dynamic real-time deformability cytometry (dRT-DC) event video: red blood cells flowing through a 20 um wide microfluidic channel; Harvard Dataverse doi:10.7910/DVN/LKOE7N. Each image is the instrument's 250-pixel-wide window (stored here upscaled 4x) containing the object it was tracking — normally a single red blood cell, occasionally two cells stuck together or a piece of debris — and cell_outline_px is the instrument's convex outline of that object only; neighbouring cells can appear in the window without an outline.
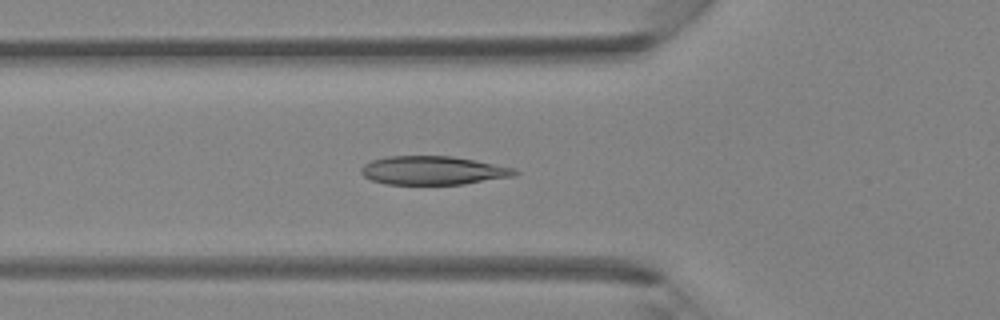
{"species": "Egyptian fruit bat (a non-hibernating species)", "species_latin": "Rousettus aegyptiacus", "temperature_condition": "room temperature", "stored_images_in_passage": 43, "camera_frame_rate_fps": 3000, "um_per_image_px": 0.085, "animal": {"sex": "female"}, "frame": {"image": 1, "passage_image": 15, "time_ms": 4.667, "image_size_px": [1000, 320], "cell_outline_px": [[520, 172], [516, 176], [464, 184], [384, 184], [372, 180], [364, 176], [360, 172], [360, 168], [364, 164], [372, 160], [388, 156], [452, 156], [476, 160], [516, 168]], "centroid_in_image_um": [36.85, 14.49], "position_along_channel_um": 89.0, "area_um2": 25.84}}
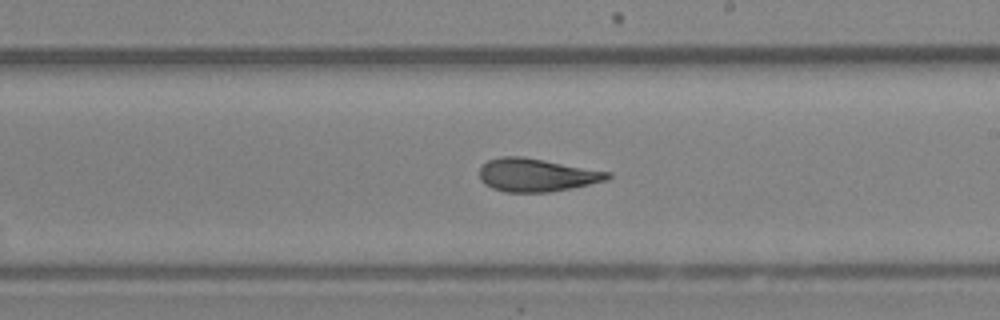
{"frame": {"image": 2, "passage_image": 25, "time_ms": 8.0, "image_size_px": [1000, 320], "cell_outline_px": [[612, 176], [608, 180], [572, 188], [548, 192], [504, 192], [492, 188], [484, 184], [480, 180], [480, 168], [488, 160], [500, 156], [524, 156], [612, 172]], "centroid_in_image_um": [45.62, 14.87], "position_along_channel_um": 243.4, "area_um2": 24.97}}
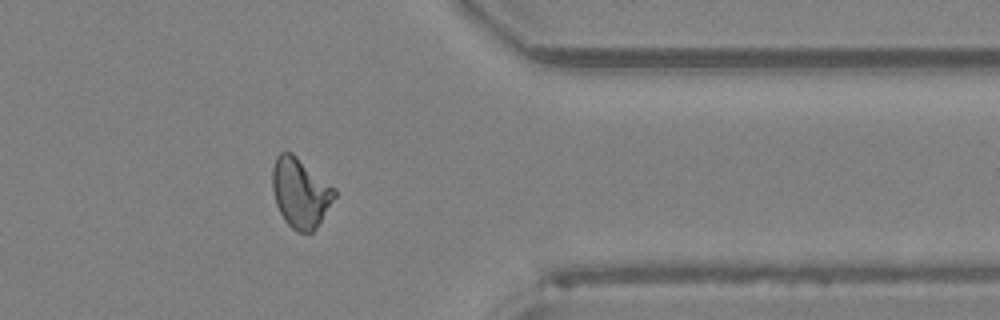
{"frame": {"image": 3, "passage_image": 35, "time_ms": 11.333, "image_size_px": [1000, 320], "cell_outline_px": [[336, 196], [316, 228], [312, 232], [296, 232], [284, 220], [276, 204], [272, 188], [272, 168], [276, 156], [280, 152], [292, 152], [336, 188]], "centroid_in_image_um": [25.53, 16.37], "position_along_channel_um": 385.9, "area_um2": 25.26}}